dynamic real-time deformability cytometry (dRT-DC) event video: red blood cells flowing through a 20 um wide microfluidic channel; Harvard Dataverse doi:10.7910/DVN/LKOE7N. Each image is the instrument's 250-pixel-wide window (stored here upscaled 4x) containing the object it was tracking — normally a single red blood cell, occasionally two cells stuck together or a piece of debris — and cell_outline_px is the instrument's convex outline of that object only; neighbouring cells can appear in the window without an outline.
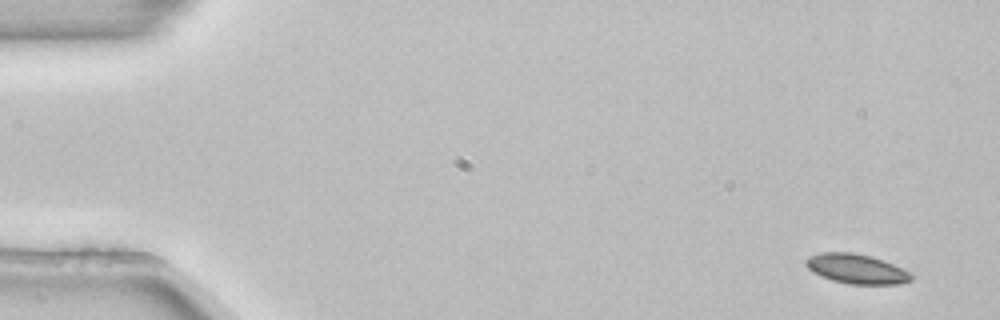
{"species": "common noctule bat (a hibernating species)", "species_latin": "Nyctalus noctula", "temperature_condition": "room temperature", "stored_images_in_passage": 4, "camera_frame_rate_fps": 3000, "um_per_image_px": 0.085, "animal": {"sex": "female", "body_mass_g": 22.7, "forearm_length_mm": 54.2}, "frame": {"image": 1, "passage_image": 1, "time_ms": 0.0, "image_size_px": [1000, 320], "cell_outline_px": [[912, 280], [900, 284], [848, 284], [832, 280], [820, 276], [812, 272], [804, 264], [804, 260], [808, 256], [820, 252], [852, 252], [872, 256], [884, 260], [908, 272], [912, 276]], "centroid_in_image_um": [72.74, 22.84], "position_along_channel_um": 12.3, "area_um2": 18.32}}
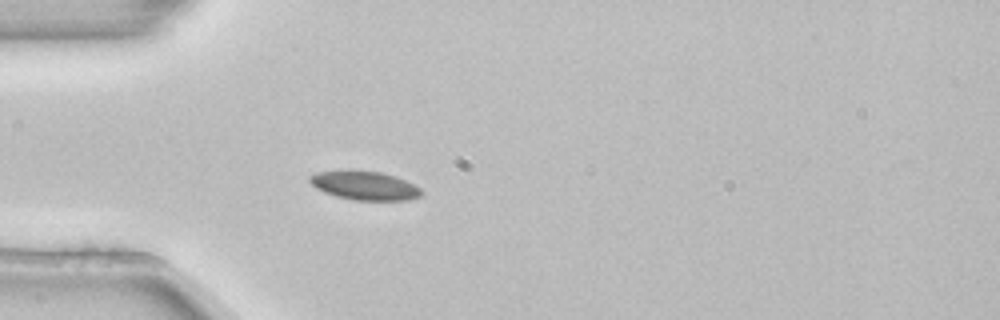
{"frame": {"image": 2, "passage_image": 4, "time_ms": 1.0, "image_size_px": [1000, 320], "cell_outline_px": [[424, 192], [420, 196], [408, 200], [352, 200], [336, 196], [324, 192], [316, 188], [308, 180], [308, 176], [316, 172], [348, 168], [352, 168], [380, 172], [396, 176], [420, 188]], "centroid_in_image_um": [30.94, 15.74], "position_along_channel_um": 54.1, "area_um2": 19.25}}